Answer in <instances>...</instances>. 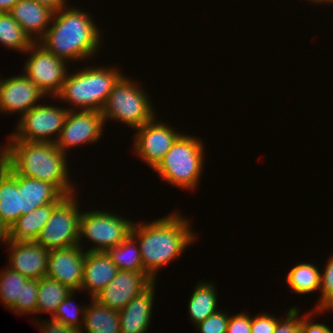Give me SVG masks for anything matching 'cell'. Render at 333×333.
<instances>
[{
    "instance_id": "6da1fadb",
    "label": "cell",
    "mask_w": 333,
    "mask_h": 333,
    "mask_svg": "<svg viewBox=\"0 0 333 333\" xmlns=\"http://www.w3.org/2000/svg\"><path fill=\"white\" fill-rule=\"evenodd\" d=\"M131 236L138 241L143 271L155 281L159 268L176 259L195 239L185 217L177 213L146 224H133Z\"/></svg>"
},
{
    "instance_id": "7a4b0ae2",
    "label": "cell",
    "mask_w": 333,
    "mask_h": 333,
    "mask_svg": "<svg viewBox=\"0 0 333 333\" xmlns=\"http://www.w3.org/2000/svg\"><path fill=\"white\" fill-rule=\"evenodd\" d=\"M0 159L18 175L53 184L63 195H72L66 155L55 143L9 140Z\"/></svg>"
},
{
    "instance_id": "3957f363",
    "label": "cell",
    "mask_w": 333,
    "mask_h": 333,
    "mask_svg": "<svg viewBox=\"0 0 333 333\" xmlns=\"http://www.w3.org/2000/svg\"><path fill=\"white\" fill-rule=\"evenodd\" d=\"M89 16L71 6L54 12L53 24L39 43L65 62L93 56L100 45L101 34Z\"/></svg>"
},
{
    "instance_id": "277c9868",
    "label": "cell",
    "mask_w": 333,
    "mask_h": 333,
    "mask_svg": "<svg viewBox=\"0 0 333 333\" xmlns=\"http://www.w3.org/2000/svg\"><path fill=\"white\" fill-rule=\"evenodd\" d=\"M123 75L113 68L93 66L66 75L56 98L68 101L80 110L101 112L114 85Z\"/></svg>"
},
{
    "instance_id": "5b68a950",
    "label": "cell",
    "mask_w": 333,
    "mask_h": 333,
    "mask_svg": "<svg viewBox=\"0 0 333 333\" xmlns=\"http://www.w3.org/2000/svg\"><path fill=\"white\" fill-rule=\"evenodd\" d=\"M182 134L153 170L171 185L191 190L203 171L204 148L201 140Z\"/></svg>"
},
{
    "instance_id": "8992f818",
    "label": "cell",
    "mask_w": 333,
    "mask_h": 333,
    "mask_svg": "<svg viewBox=\"0 0 333 333\" xmlns=\"http://www.w3.org/2000/svg\"><path fill=\"white\" fill-rule=\"evenodd\" d=\"M140 88L132 80L122 76L114 85L101 111L104 122L111 118L137 129L156 117L149 95Z\"/></svg>"
},
{
    "instance_id": "52a82bcc",
    "label": "cell",
    "mask_w": 333,
    "mask_h": 333,
    "mask_svg": "<svg viewBox=\"0 0 333 333\" xmlns=\"http://www.w3.org/2000/svg\"><path fill=\"white\" fill-rule=\"evenodd\" d=\"M74 194L66 196L53 210L36 242L47 250L80 244V217Z\"/></svg>"
},
{
    "instance_id": "ba28073f",
    "label": "cell",
    "mask_w": 333,
    "mask_h": 333,
    "mask_svg": "<svg viewBox=\"0 0 333 333\" xmlns=\"http://www.w3.org/2000/svg\"><path fill=\"white\" fill-rule=\"evenodd\" d=\"M134 222L103 211L83 212L80 217V240L82 236L95 243L89 251H106L125 241L130 235Z\"/></svg>"
},
{
    "instance_id": "9c48e42d",
    "label": "cell",
    "mask_w": 333,
    "mask_h": 333,
    "mask_svg": "<svg viewBox=\"0 0 333 333\" xmlns=\"http://www.w3.org/2000/svg\"><path fill=\"white\" fill-rule=\"evenodd\" d=\"M69 110L52 105L39 104L34 106L19 118L16 128L18 132L9 136L10 140L55 143L59 138ZM55 134L58 136L54 140L51 136Z\"/></svg>"
},
{
    "instance_id": "30bf717a",
    "label": "cell",
    "mask_w": 333,
    "mask_h": 333,
    "mask_svg": "<svg viewBox=\"0 0 333 333\" xmlns=\"http://www.w3.org/2000/svg\"><path fill=\"white\" fill-rule=\"evenodd\" d=\"M30 51L32 54L25 63L24 75L44 94H53L55 98L61 91L67 75L66 62L38 42H34L26 52Z\"/></svg>"
},
{
    "instance_id": "8fae6325",
    "label": "cell",
    "mask_w": 333,
    "mask_h": 333,
    "mask_svg": "<svg viewBox=\"0 0 333 333\" xmlns=\"http://www.w3.org/2000/svg\"><path fill=\"white\" fill-rule=\"evenodd\" d=\"M75 110V111H74ZM70 108L56 146L64 153L67 149L83 143H93L100 140L103 133L104 118L101 112Z\"/></svg>"
},
{
    "instance_id": "7c38bea8",
    "label": "cell",
    "mask_w": 333,
    "mask_h": 333,
    "mask_svg": "<svg viewBox=\"0 0 333 333\" xmlns=\"http://www.w3.org/2000/svg\"><path fill=\"white\" fill-rule=\"evenodd\" d=\"M155 117L135 129L134 149L136 153L154 169L181 135L165 123H157Z\"/></svg>"
},
{
    "instance_id": "4fadbf2b",
    "label": "cell",
    "mask_w": 333,
    "mask_h": 333,
    "mask_svg": "<svg viewBox=\"0 0 333 333\" xmlns=\"http://www.w3.org/2000/svg\"><path fill=\"white\" fill-rule=\"evenodd\" d=\"M153 282L145 271L119 270L114 279L94 299L109 309L120 311Z\"/></svg>"
},
{
    "instance_id": "5bb4252c",
    "label": "cell",
    "mask_w": 333,
    "mask_h": 333,
    "mask_svg": "<svg viewBox=\"0 0 333 333\" xmlns=\"http://www.w3.org/2000/svg\"><path fill=\"white\" fill-rule=\"evenodd\" d=\"M78 244L50 250L46 277L56 280L71 290H81L86 250ZM84 252V253H83Z\"/></svg>"
},
{
    "instance_id": "9a60e30c",
    "label": "cell",
    "mask_w": 333,
    "mask_h": 333,
    "mask_svg": "<svg viewBox=\"0 0 333 333\" xmlns=\"http://www.w3.org/2000/svg\"><path fill=\"white\" fill-rule=\"evenodd\" d=\"M45 94L24 74L0 79V112L23 116Z\"/></svg>"
},
{
    "instance_id": "2e32d148",
    "label": "cell",
    "mask_w": 333,
    "mask_h": 333,
    "mask_svg": "<svg viewBox=\"0 0 333 333\" xmlns=\"http://www.w3.org/2000/svg\"><path fill=\"white\" fill-rule=\"evenodd\" d=\"M8 244L10 245L9 249L11 248V255L9 254L10 269L30 279L46 277L50 250L45 249L36 241L10 239Z\"/></svg>"
},
{
    "instance_id": "e0dca14e",
    "label": "cell",
    "mask_w": 333,
    "mask_h": 333,
    "mask_svg": "<svg viewBox=\"0 0 333 333\" xmlns=\"http://www.w3.org/2000/svg\"><path fill=\"white\" fill-rule=\"evenodd\" d=\"M155 281L118 311L121 333H146L152 316Z\"/></svg>"
},
{
    "instance_id": "ac0fdd59",
    "label": "cell",
    "mask_w": 333,
    "mask_h": 333,
    "mask_svg": "<svg viewBox=\"0 0 333 333\" xmlns=\"http://www.w3.org/2000/svg\"><path fill=\"white\" fill-rule=\"evenodd\" d=\"M9 13L32 41L39 42L45 36L49 23H52L54 12L35 0H20Z\"/></svg>"
},
{
    "instance_id": "d6986e66",
    "label": "cell",
    "mask_w": 333,
    "mask_h": 333,
    "mask_svg": "<svg viewBox=\"0 0 333 333\" xmlns=\"http://www.w3.org/2000/svg\"><path fill=\"white\" fill-rule=\"evenodd\" d=\"M118 268L105 251H86L81 289L94 298L116 276Z\"/></svg>"
},
{
    "instance_id": "ffe728a7",
    "label": "cell",
    "mask_w": 333,
    "mask_h": 333,
    "mask_svg": "<svg viewBox=\"0 0 333 333\" xmlns=\"http://www.w3.org/2000/svg\"><path fill=\"white\" fill-rule=\"evenodd\" d=\"M18 190L21 194V215L56 202L63 195L53 184L21 175H18Z\"/></svg>"
},
{
    "instance_id": "44dd1931",
    "label": "cell",
    "mask_w": 333,
    "mask_h": 333,
    "mask_svg": "<svg viewBox=\"0 0 333 333\" xmlns=\"http://www.w3.org/2000/svg\"><path fill=\"white\" fill-rule=\"evenodd\" d=\"M18 174L0 159V217L9 226L21 216Z\"/></svg>"
},
{
    "instance_id": "7402d4cb",
    "label": "cell",
    "mask_w": 333,
    "mask_h": 333,
    "mask_svg": "<svg viewBox=\"0 0 333 333\" xmlns=\"http://www.w3.org/2000/svg\"><path fill=\"white\" fill-rule=\"evenodd\" d=\"M62 195L56 202L38 207L21 215L10 227V239L17 241H36L55 207L66 197Z\"/></svg>"
},
{
    "instance_id": "603a6c76",
    "label": "cell",
    "mask_w": 333,
    "mask_h": 333,
    "mask_svg": "<svg viewBox=\"0 0 333 333\" xmlns=\"http://www.w3.org/2000/svg\"><path fill=\"white\" fill-rule=\"evenodd\" d=\"M91 299L92 304L85 308L83 321L85 328L81 326L82 333L84 329L85 333H121L118 311L109 309L94 298Z\"/></svg>"
},
{
    "instance_id": "cb8c5ba5",
    "label": "cell",
    "mask_w": 333,
    "mask_h": 333,
    "mask_svg": "<svg viewBox=\"0 0 333 333\" xmlns=\"http://www.w3.org/2000/svg\"><path fill=\"white\" fill-rule=\"evenodd\" d=\"M217 294L212 283L199 282L189 300V316L193 324L204 321L209 315L217 312Z\"/></svg>"
},
{
    "instance_id": "d4e9b609",
    "label": "cell",
    "mask_w": 333,
    "mask_h": 333,
    "mask_svg": "<svg viewBox=\"0 0 333 333\" xmlns=\"http://www.w3.org/2000/svg\"><path fill=\"white\" fill-rule=\"evenodd\" d=\"M72 291L68 286L48 277L39 279L36 313L49 312L53 316L57 307Z\"/></svg>"
},
{
    "instance_id": "484cf974",
    "label": "cell",
    "mask_w": 333,
    "mask_h": 333,
    "mask_svg": "<svg viewBox=\"0 0 333 333\" xmlns=\"http://www.w3.org/2000/svg\"><path fill=\"white\" fill-rule=\"evenodd\" d=\"M135 243V239L130 235L119 245L108 248L105 251L110 259L115 263L118 270L143 271L140 248Z\"/></svg>"
},
{
    "instance_id": "4316f807",
    "label": "cell",
    "mask_w": 333,
    "mask_h": 333,
    "mask_svg": "<svg viewBox=\"0 0 333 333\" xmlns=\"http://www.w3.org/2000/svg\"><path fill=\"white\" fill-rule=\"evenodd\" d=\"M286 282L295 293L309 294L320 289V271L311 263H301L290 270Z\"/></svg>"
},
{
    "instance_id": "83f0119b",
    "label": "cell",
    "mask_w": 333,
    "mask_h": 333,
    "mask_svg": "<svg viewBox=\"0 0 333 333\" xmlns=\"http://www.w3.org/2000/svg\"><path fill=\"white\" fill-rule=\"evenodd\" d=\"M0 43L22 52L34 43L10 13H0Z\"/></svg>"
},
{
    "instance_id": "f1b7e54d",
    "label": "cell",
    "mask_w": 333,
    "mask_h": 333,
    "mask_svg": "<svg viewBox=\"0 0 333 333\" xmlns=\"http://www.w3.org/2000/svg\"><path fill=\"white\" fill-rule=\"evenodd\" d=\"M29 278L6 267L0 272V299L8 309L20 301L21 286Z\"/></svg>"
},
{
    "instance_id": "f546056e",
    "label": "cell",
    "mask_w": 333,
    "mask_h": 333,
    "mask_svg": "<svg viewBox=\"0 0 333 333\" xmlns=\"http://www.w3.org/2000/svg\"><path fill=\"white\" fill-rule=\"evenodd\" d=\"M39 289V279H28L22 286L20 301L10 308L15 313L34 314L36 313L37 294Z\"/></svg>"
},
{
    "instance_id": "4dcf8cb0",
    "label": "cell",
    "mask_w": 333,
    "mask_h": 333,
    "mask_svg": "<svg viewBox=\"0 0 333 333\" xmlns=\"http://www.w3.org/2000/svg\"><path fill=\"white\" fill-rule=\"evenodd\" d=\"M74 292L72 291L64 301L57 307L55 314L52 317L53 320L59 321L67 326H71L77 329H81L79 324H82L84 321V312H85V305L84 307H78L77 305H73V300L71 297L73 296ZM79 312H81L82 320H79ZM82 321V322H81ZM80 322V323H79Z\"/></svg>"
},
{
    "instance_id": "1f68e13d",
    "label": "cell",
    "mask_w": 333,
    "mask_h": 333,
    "mask_svg": "<svg viewBox=\"0 0 333 333\" xmlns=\"http://www.w3.org/2000/svg\"><path fill=\"white\" fill-rule=\"evenodd\" d=\"M321 297L314 312L333 309V257L327 261L324 272H320Z\"/></svg>"
},
{
    "instance_id": "d6a6232c",
    "label": "cell",
    "mask_w": 333,
    "mask_h": 333,
    "mask_svg": "<svg viewBox=\"0 0 333 333\" xmlns=\"http://www.w3.org/2000/svg\"><path fill=\"white\" fill-rule=\"evenodd\" d=\"M229 317L228 313L217 311L196 326L201 333H226Z\"/></svg>"
},
{
    "instance_id": "836d02e7",
    "label": "cell",
    "mask_w": 333,
    "mask_h": 333,
    "mask_svg": "<svg viewBox=\"0 0 333 333\" xmlns=\"http://www.w3.org/2000/svg\"><path fill=\"white\" fill-rule=\"evenodd\" d=\"M288 314L286 315V319L277 320V325L274 333H301V320L299 318L298 309L296 307H291Z\"/></svg>"
},
{
    "instance_id": "e575fe53",
    "label": "cell",
    "mask_w": 333,
    "mask_h": 333,
    "mask_svg": "<svg viewBox=\"0 0 333 333\" xmlns=\"http://www.w3.org/2000/svg\"><path fill=\"white\" fill-rule=\"evenodd\" d=\"M277 320L275 316L265 313L251 317V333H274Z\"/></svg>"
},
{
    "instance_id": "d590c367",
    "label": "cell",
    "mask_w": 333,
    "mask_h": 333,
    "mask_svg": "<svg viewBox=\"0 0 333 333\" xmlns=\"http://www.w3.org/2000/svg\"><path fill=\"white\" fill-rule=\"evenodd\" d=\"M226 333H251V317L246 313L231 315Z\"/></svg>"
},
{
    "instance_id": "8d00e7d4",
    "label": "cell",
    "mask_w": 333,
    "mask_h": 333,
    "mask_svg": "<svg viewBox=\"0 0 333 333\" xmlns=\"http://www.w3.org/2000/svg\"><path fill=\"white\" fill-rule=\"evenodd\" d=\"M39 323L41 326V333H82L81 329H77L71 326H67L59 321L51 320Z\"/></svg>"
},
{
    "instance_id": "74e56055",
    "label": "cell",
    "mask_w": 333,
    "mask_h": 333,
    "mask_svg": "<svg viewBox=\"0 0 333 333\" xmlns=\"http://www.w3.org/2000/svg\"><path fill=\"white\" fill-rule=\"evenodd\" d=\"M313 314L309 312L307 316L305 315L301 320V333H333L330 328H328L325 324L320 323H312L311 319H309L310 315ZM311 320V321H310Z\"/></svg>"
},
{
    "instance_id": "f35d334b",
    "label": "cell",
    "mask_w": 333,
    "mask_h": 333,
    "mask_svg": "<svg viewBox=\"0 0 333 333\" xmlns=\"http://www.w3.org/2000/svg\"><path fill=\"white\" fill-rule=\"evenodd\" d=\"M41 5L48 7L53 12H57L62 8H65L66 0H35Z\"/></svg>"
},
{
    "instance_id": "ab89813d",
    "label": "cell",
    "mask_w": 333,
    "mask_h": 333,
    "mask_svg": "<svg viewBox=\"0 0 333 333\" xmlns=\"http://www.w3.org/2000/svg\"><path fill=\"white\" fill-rule=\"evenodd\" d=\"M0 240L4 242L10 241V228L0 217Z\"/></svg>"
},
{
    "instance_id": "60d3db41",
    "label": "cell",
    "mask_w": 333,
    "mask_h": 333,
    "mask_svg": "<svg viewBox=\"0 0 333 333\" xmlns=\"http://www.w3.org/2000/svg\"><path fill=\"white\" fill-rule=\"evenodd\" d=\"M18 1L20 0H0V13H9Z\"/></svg>"
},
{
    "instance_id": "b9f144b4",
    "label": "cell",
    "mask_w": 333,
    "mask_h": 333,
    "mask_svg": "<svg viewBox=\"0 0 333 333\" xmlns=\"http://www.w3.org/2000/svg\"><path fill=\"white\" fill-rule=\"evenodd\" d=\"M310 1V0H309ZM311 2H315V3H324V2H327V0H311Z\"/></svg>"
},
{
    "instance_id": "7bdbcfd3",
    "label": "cell",
    "mask_w": 333,
    "mask_h": 333,
    "mask_svg": "<svg viewBox=\"0 0 333 333\" xmlns=\"http://www.w3.org/2000/svg\"><path fill=\"white\" fill-rule=\"evenodd\" d=\"M329 2L333 3V0H327V3H329Z\"/></svg>"
}]
</instances>
